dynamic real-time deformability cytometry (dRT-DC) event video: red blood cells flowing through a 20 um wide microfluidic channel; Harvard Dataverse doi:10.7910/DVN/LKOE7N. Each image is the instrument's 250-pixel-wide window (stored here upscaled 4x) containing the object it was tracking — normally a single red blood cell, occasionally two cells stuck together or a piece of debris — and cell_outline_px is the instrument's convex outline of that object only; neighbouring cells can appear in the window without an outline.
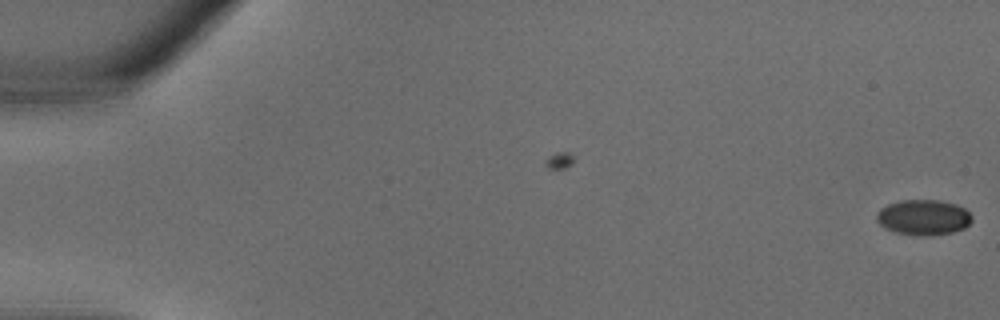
{"species": "common noctule bat (a hibernating species)", "species_latin": "Nyctalus noctula", "temperature_condition": "warm", "stored_images_in_passage": 4, "camera_frame_rate_fps": 3000, "um_per_image_px": 0.085, "animal": {"sex": "male", "body_mass_g": 18.8}, "frame": {"image": 1, "passage_image": 4, "time_ms": 1.0, "image_size_px": [1000, 320], "cell_outline_px": [[972, 220], [964, 228], [952, 232], [932, 236], [916, 236], [896, 232], [884, 228], [876, 220], [876, 212], [880, 208], [888, 204], [900, 200], [940, 200], [956, 204], [964, 208], [972, 216]], "centroid_in_image_um": [78.47, 18.48], "position_along_channel_um": 6.5, "area_um2": 19.88}}